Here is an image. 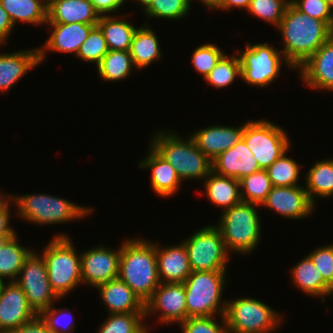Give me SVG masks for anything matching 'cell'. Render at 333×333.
<instances>
[{
	"instance_id": "836d02e7",
	"label": "cell",
	"mask_w": 333,
	"mask_h": 333,
	"mask_svg": "<svg viewBox=\"0 0 333 333\" xmlns=\"http://www.w3.org/2000/svg\"><path fill=\"white\" fill-rule=\"evenodd\" d=\"M239 181L241 200L259 206L265 201L273 187L266 169H260Z\"/></svg>"
},
{
	"instance_id": "ac0fdd59",
	"label": "cell",
	"mask_w": 333,
	"mask_h": 333,
	"mask_svg": "<svg viewBox=\"0 0 333 333\" xmlns=\"http://www.w3.org/2000/svg\"><path fill=\"white\" fill-rule=\"evenodd\" d=\"M50 25L51 34L47 38L43 47H38L39 61L43 63L46 58V52H60V53H73L75 56L81 44L87 39L90 31L97 26V24H60V23H46Z\"/></svg>"
},
{
	"instance_id": "bcb514c9",
	"label": "cell",
	"mask_w": 333,
	"mask_h": 333,
	"mask_svg": "<svg viewBox=\"0 0 333 333\" xmlns=\"http://www.w3.org/2000/svg\"><path fill=\"white\" fill-rule=\"evenodd\" d=\"M94 6L95 10L102 15H110V13L118 12L120 7L126 3L127 0H89Z\"/></svg>"
},
{
	"instance_id": "8d00e7d4",
	"label": "cell",
	"mask_w": 333,
	"mask_h": 333,
	"mask_svg": "<svg viewBox=\"0 0 333 333\" xmlns=\"http://www.w3.org/2000/svg\"><path fill=\"white\" fill-rule=\"evenodd\" d=\"M284 152L276 161H274L267 169L268 176L272 186H297L301 165L286 156Z\"/></svg>"
},
{
	"instance_id": "7bdbcfd3",
	"label": "cell",
	"mask_w": 333,
	"mask_h": 333,
	"mask_svg": "<svg viewBox=\"0 0 333 333\" xmlns=\"http://www.w3.org/2000/svg\"><path fill=\"white\" fill-rule=\"evenodd\" d=\"M221 322L216 321L215 316L191 317L182 321L179 325L183 333H229L225 317Z\"/></svg>"
},
{
	"instance_id": "f907efd6",
	"label": "cell",
	"mask_w": 333,
	"mask_h": 333,
	"mask_svg": "<svg viewBox=\"0 0 333 333\" xmlns=\"http://www.w3.org/2000/svg\"><path fill=\"white\" fill-rule=\"evenodd\" d=\"M251 0H217L212 10L229 11L230 8H244L248 9Z\"/></svg>"
},
{
	"instance_id": "44dd1931",
	"label": "cell",
	"mask_w": 333,
	"mask_h": 333,
	"mask_svg": "<svg viewBox=\"0 0 333 333\" xmlns=\"http://www.w3.org/2000/svg\"><path fill=\"white\" fill-rule=\"evenodd\" d=\"M156 256L161 283H183L192 273L188 251L183 241L162 248L157 243Z\"/></svg>"
},
{
	"instance_id": "db71d44e",
	"label": "cell",
	"mask_w": 333,
	"mask_h": 333,
	"mask_svg": "<svg viewBox=\"0 0 333 333\" xmlns=\"http://www.w3.org/2000/svg\"><path fill=\"white\" fill-rule=\"evenodd\" d=\"M190 4L193 2V0H187ZM200 1L202 4H204L205 7H207L209 10L214 7L216 4L217 0H197Z\"/></svg>"
},
{
	"instance_id": "f546056e",
	"label": "cell",
	"mask_w": 333,
	"mask_h": 333,
	"mask_svg": "<svg viewBox=\"0 0 333 333\" xmlns=\"http://www.w3.org/2000/svg\"><path fill=\"white\" fill-rule=\"evenodd\" d=\"M305 190L310 201L315 205L316 198L333 197V159L316 161L304 176Z\"/></svg>"
},
{
	"instance_id": "e0dca14e",
	"label": "cell",
	"mask_w": 333,
	"mask_h": 333,
	"mask_svg": "<svg viewBox=\"0 0 333 333\" xmlns=\"http://www.w3.org/2000/svg\"><path fill=\"white\" fill-rule=\"evenodd\" d=\"M297 71L309 88L333 91V36L300 65Z\"/></svg>"
},
{
	"instance_id": "ffe728a7",
	"label": "cell",
	"mask_w": 333,
	"mask_h": 333,
	"mask_svg": "<svg viewBox=\"0 0 333 333\" xmlns=\"http://www.w3.org/2000/svg\"><path fill=\"white\" fill-rule=\"evenodd\" d=\"M260 169L256 158L243 139L212 160V170L215 173L237 180Z\"/></svg>"
},
{
	"instance_id": "f6af8a7d",
	"label": "cell",
	"mask_w": 333,
	"mask_h": 333,
	"mask_svg": "<svg viewBox=\"0 0 333 333\" xmlns=\"http://www.w3.org/2000/svg\"><path fill=\"white\" fill-rule=\"evenodd\" d=\"M308 257L320 271L323 280L333 289V243L314 249Z\"/></svg>"
},
{
	"instance_id": "4dcf8cb0",
	"label": "cell",
	"mask_w": 333,
	"mask_h": 333,
	"mask_svg": "<svg viewBox=\"0 0 333 333\" xmlns=\"http://www.w3.org/2000/svg\"><path fill=\"white\" fill-rule=\"evenodd\" d=\"M0 4L14 26L17 22L37 26L47 23V9L42 0H0Z\"/></svg>"
},
{
	"instance_id": "d6986e66",
	"label": "cell",
	"mask_w": 333,
	"mask_h": 333,
	"mask_svg": "<svg viewBox=\"0 0 333 333\" xmlns=\"http://www.w3.org/2000/svg\"><path fill=\"white\" fill-rule=\"evenodd\" d=\"M244 124L233 126L210 125L190 134L197 147L212 161L219 154L230 149L243 137Z\"/></svg>"
},
{
	"instance_id": "d6a6232c",
	"label": "cell",
	"mask_w": 333,
	"mask_h": 333,
	"mask_svg": "<svg viewBox=\"0 0 333 333\" xmlns=\"http://www.w3.org/2000/svg\"><path fill=\"white\" fill-rule=\"evenodd\" d=\"M101 80L107 82L127 79L136 69L130 51L109 50L96 66Z\"/></svg>"
},
{
	"instance_id": "9c48e42d",
	"label": "cell",
	"mask_w": 333,
	"mask_h": 333,
	"mask_svg": "<svg viewBox=\"0 0 333 333\" xmlns=\"http://www.w3.org/2000/svg\"><path fill=\"white\" fill-rule=\"evenodd\" d=\"M241 62V78L256 87H266L280 76L284 62L288 68H294L285 59L283 53L269 43H247L245 50H236Z\"/></svg>"
},
{
	"instance_id": "d590c367",
	"label": "cell",
	"mask_w": 333,
	"mask_h": 333,
	"mask_svg": "<svg viewBox=\"0 0 333 333\" xmlns=\"http://www.w3.org/2000/svg\"><path fill=\"white\" fill-rule=\"evenodd\" d=\"M239 77L241 78V62L235 52L231 56L224 54L204 80L210 86L220 89L231 85Z\"/></svg>"
},
{
	"instance_id": "7a4b0ae2",
	"label": "cell",
	"mask_w": 333,
	"mask_h": 333,
	"mask_svg": "<svg viewBox=\"0 0 333 333\" xmlns=\"http://www.w3.org/2000/svg\"><path fill=\"white\" fill-rule=\"evenodd\" d=\"M118 278L146 303L160 285L156 243L126 238L121 244Z\"/></svg>"
},
{
	"instance_id": "74e56055",
	"label": "cell",
	"mask_w": 333,
	"mask_h": 333,
	"mask_svg": "<svg viewBox=\"0 0 333 333\" xmlns=\"http://www.w3.org/2000/svg\"><path fill=\"white\" fill-rule=\"evenodd\" d=\"M289 3L290 0H251L246 11L277 28Z\"/></svg>"
},
{
	"instance_id": "83f0119b",
	"label": "cell",
	"mask_w": 333,
	"mask_h": 333,
	"mask_svg": "<svg viewBox=\"0 0 333 333\" xmlns=\"http://www.w3.org/2000/svg\"><path fill=\"white\" fill-rule=\"evenodd\" d=\"M147 23L143 24V27H138L132 38L130 54L136 70L148 67L162 58L160 41L156 32Z\"/></svg>"
},
{
	"instance_id": "1f68e13d",
	"label": "cell",
	"mask_w": 333,
	"mask_h": 333,
	"mask_svg": "<svg viewBox=\"0 0 333 333\" xmlns=\"http://www.w3.org/2000/svg\"><path fill=\"white\" fill-rule=\"evenodd\" d=\"M18 234L12 237L0 249V280L15 281L21 271L25 260L34 251L18 243Z\"/></svg>"
},
{
	"instance_id": "4316f807",
	"label": "cell",
	"mask_w": 333,
	"mask_h": 333,
	"mask_svg": "<svg viewBox=\"0 0 333 333\" xmlns=\"http://www.w3.org/2000/svg\"><path fill=\"white\" fill-rule=\"evenodd\" d=\"M203 182L206 190L205 196L213 205L222 207L223 211L242 201L240 181L235 178L217 174L212 170Z\"/></svg>"
},
{
	"instance_id": "cb8c5ba5",
	"label": "cell",
	"mask_w": 333,
	"mask_h": 333,
	"mask_svg": "<svg viewBox=\"0 0 333 333\" xmlns=\"http://www.w3.org/2000/svg\"><path fill=\"white\" fill-rule=\"evenodd\" d=\"M38 65V48L0 54V92L10 90L27 72Z\"/></svg>"
},
{
	"instance_id": "7c38bea8",
	"label": "cell",
	"mask_w": 333,
	"mask_h": 333,
	"mask_svg": "<svg viewBox=\"0 0 333 333\" xmlns=\"http://www.w3.org/2000/svg\"><path fill=\"white\" fill-rule=\"evenodd\" d=\"M15 282L24 291L31 309L38 316L55 301L61 300L50 286L44 258L35 250L25 260Z\"/></svg>"
},
{
	"instance_id": "e575fe53",
	"label": "cell",
	"mask_w": 333,
	"mask_h": 333,
	"mask_svg": "<svg viewBox=\"0 0 333 333\" xmlns=\"http://www.w3.org/2000/svg\"><path fill=\"white\" fill-rule=\"evenodd\" d=\"M145 313L109 314L97 333H149Z\"/></svg>"
},
{
	"instance_id": "b9f144b4",
	"label": "cell",
	"mask_w": 333,
	"mask_h": 333,
	"mask_svg": "<svg viewBox=\"0 0 333 333\" xmlns=\"http://www.w3.org/2000/svg\"><path fill=\"white\" fill-rule=\"evenodd\" d=\"M72 313L67 307L55 309L54 304H52L39 317L54 333H73L76 324L73 321L74 316Z\"/></svg>"
},
{
	"instance_id": "5b68a950",
	"label": "cell",
	"mask_w": 333,
	"mask_h": 333,
	"mask_svg": "<svg viewBox=\"0 0 333 333\" xmlns=\"http://www.w3.org/2000/svg\"><path fill=\"white\" fill-rule=\"evenodd\" d=\"M13 199L16 205L15 215L38 225H58L79 220L90 215L95 209L44 193L13 194Z\"/></svg>"
},
{
	"instance_id": "8fae6325",
	"label": "cell",
	"mask_w": 333,
	"mask_h": 333,
	"mask_svg": "<svg viewBox=\"0 0 333 333\" xmlns=\"http://www.w3.org/2000/svg\"><path fill=\"white\" fill-rule=\"evenodd\" d=\"M183 242L188 251L192 272L226 271L230 254L216 225L201 228Z\"/></svg>"
},
{
	"instance_id": "9a60e30c",
	"label": "cell",
	"mask_w": 333,
	"mask_h": 333,
	"mask_svg": "<svg viewBox=\"0 0 333 333\" xmlns=\"http://www.w3.org/2000/svg\"><path fill=\"white\" fill-rule=\"evenodd\" d=\"M36 317L21 287L15 281H4L0 287V333H11Z\"/></svg>"
},
{
	"instance_id": "f5cc1de1",
	"label": "cell",
	"mask_w": 333,
	"mask_h": 333,
	"mask_svg": "<svg viewBox=\"0 0 333 333\" xmlns=\"http://www.w3.org/2000/svg\"><path fill=\"white\" fill-rule=\"evenodd\" d=\"M16 234H0V249Z\"/></svg>"
},
{
	"instance_id": "ab89813d",
	"label": "cell",
	"mask_w": 333,
	"mask_h": 333,
	"mask_svg": "<svg viewBox=\"0 0 333 333\" xmlns=\"http://www.w3.org/2000/svg\"><path fill=\"white\" fill-rule=\"evenodd\" d=\"M191 6L187 0H154L144 13L151 18L178 20L189 14Z\"/></svg>"
},
{
	"instance_id": "11a10c76",
	"label": "cell",
	"mask_w": 333,
	"mask_h": 333,
	"mask_svg": "<svg viewBox=\"0 0 333 333\" xmlns=\"http://www.w3.org/2000/svg\"><path fill=\"white\" fill-rule=\"evenodd\" d=\"M134 1V0H133ZM136 2H138L139 5H141L140 7L143 8V11L145 12L150 6L151 4L154 2V0H135Z\"/></svg>"
},
{
	"instance_id": "c3c4849f",
	"label": "cell",
	"mask_w": 333,
	"mask_h": 333,
	"mask_svg": "<svg viewBox=\"0 0 333 333\" xmlns=\"http://www.w3.org/2000/svg\"><path fill=\"white\" fill-rule=\"evenodd\" d=\"M10 205H15L14 199H12L6 206L0 207V234H17L14 227L10 226V218L12 214V211H10Z\"/></svg>"
},
{
	"instance_id": "603a6c76",
	"label": "cell",
	"mask_w": 333,
	"mask_h": 333,
	"mask_svg": "<svg viewBox=\"0 0 333 333\" xmlns=\"http://www.w3.org/2000/svg\"><path fill=\"white\" fill-rule=\"evenodd\" d=\"M140 168L151 170V187L160 197H170L179 192L182 181L175 168L151 146L147 156L139 163Z\"/></svg>"
},
{
	"instance_id": "2e32d148",
	"label": "cell",
	"mask_w": 333,
	"mask_h": 333,
	"mask_svg": "<svg viewBox=\"0 0 333 333\" xmlns=\"http://www.w3.org/2000/svg\"><path fill=\"white\" fill-rule=\"evenodd\" d=\"M261 206L293 220L305 219L315 209L303 185L273 186Z\"/></svg>"
},
{
	"instance_id": "6da1fadb",
	"label": "cell",
	"mask_w": 333,
	"mask_h": 333,
	"mask_svg": "<svg viewBox=\"0 0 333 333\" xmlns=\"http://www.w3.org/2000/svg\"><path fill=\"white\" fill-rule=\"evenodd\" d=\"M277 28L284 44L280 51L295 70L333 36L326 22L308 16L291 2Z\"/></svg>"
},
{
	"instance_id": "52a82bcc",
	"label": "cell",
	"mask_w": 333,
	"mask_h": 333,
	"mask_svg": "<svg viewBox=\"0 0 333 333\" xmlns=\"http://www.w3.org/2000/svg\"><path fill=\"white\" fill-rule=\"evenodd\" d=\"M226 272L193 271L188 276L183 282L187 318L224 315L227 301L221 298L225 282H228Z\"/></svg>"
},
{
	"instance_id": "d4e9b609",
	"label": "cell",
	"mask_w": 333,
	"mask_h": 333,
	"mask_svg": "<svg viewBox=\"0 0 333 333\" xmlns=\"http://www.w3.org/2000/svg\"><path fill=\"white\" fill-rule=\"evenodd\" d=\"M99 13L89 0H61L47 10V23L98 24Z\"/></svg>"
},
{
	"instance_id": "30bf717a",
	"label": "cell",
	"mask_w": 333,
	"mask_h": 333,
	"mask_svg": "<svg viewBox=\"0 0 333 333\" xmlns=\"http://www.w3.org/2000/svg\"><path fill=\"white\" fill-rule=\"evenodd\" d=\"M242 139L253 153L261 169H267L284 152H289L291 146L285 130L264 119L244 123Z\"/></svg>"
},
{
	"instance_id": "7402d4cb",
	"label": "cell",
	"mask_w": 333,
	"mask_h": 333,
	"mask_svg": "<svg viewBox=\"0 0 333 333\" xmlns=\"http://www.w3.org/2000/svg\"><path fill=\"white\" fill-rule=\"evenodd\" d=\"M96 289L108 314L145 313V303L120 278L109 280Z\"/></svg>"
},
{
	"instance_id": "484cf974",
	"label": "cell",
	"mask_w": 333,
	"mask_h": 333,
	"mask_svg": "<svg viewBox=\"0 0 333 333\" xmlns=\"http://www.w3.org/2000/svg\"><path fill=\"white\" fill-rule=\"evenodd\" d=\"M290 272L293 284L308 296L320 297L325 302L326 297L333 295V289L323 280L320 271L308 256L293 266Z\"/></svg>"
},
{
	"instance_id": "5bb4252c",
	"label": "cell",
	"mask_w": 333,
	"mask_h": 333,
	"mask_svg": "<svg viewBox=\"0 0 333 333\" xmlns=\"http://www.w3.org/2000/svg\"><path fill=\"white\" fill-rule=\"evenodd\" d=\"M121 246L116 249L98 245L81 253L82 283L93 288L118 278Z\"/></svg>"
},
{
	"instance_id": "9f6ffc18",
	"label": "cell",
	"mask_w": 333,
	"mask_h": 333,
	"mask_svg": "<svg viewBox=\"0 0 333 333\" xmlns=\"http://www.w3.org/2000/svg\"><path fill=\"white\" fill-rule=\"evenodd\" d=\"M45 8L48 10L53 4L61 0H42Z\"/></svg>"
},
{
	"instance_id": "681fc988",
	"label": "cell",
	"mask_w": 333,
	"mask_h": 333,
	"mask_svg": "<svg viewBox=\"0 0 333 333\" xmlns=\"http://www.w3.org/2000/svg\"><path fill=\"white\" fill-rule=\"evenodd\" d=\"M14 25L12 24L7 12L0 4V46L7 43L9 36L13 31Z\"/></svg>"
},
{
	"instance_id": "ba28073f",
	"label": "cell",
	"mask_w": 333,
	"mask_h": 333,
	"mask_svg": "<svg viewBox=\"0 0 333 333\" xmlns=\"http://www.w3.org/2000/svg\"><path fill=\"white\" fill-rule=\"evenodd\" d=\"M281 313L255 298L240 297L226 302L224 317L229 333H271L284 321Z\"/></svg>"
},
{
	"instance_id": "277c9868",
	"label": "cell",
	"mask_w": 333,
	"mask_h": 333,
	"mask_svg": "<svg viewBox=\"0 0 333 333\" xmlns=\"http://www.w3.org/2000/svg\"><path fill=\"white\" fill-rule=\"evenodd\" d=\"M40 255L45 260L50 286L59 298L82 284L81 253L76 252L68 235L53 236Z\"/></svg>"
},
{
	"instance_id": "6f0895ef",
	"label": "cell",
	"mask_w": 333,
	"mask_h": 333,
	"mask_svg": "<svg viewBox=\"0 0 333 333\" xmlns=\"http://www.w3.org/2000/svg\"><path fill=\"white\" fill-rule=\"evenodd\" d=\"M329 4V6L333 9V0H326Z\"/></svg>"
},
{
	"instance_id": "4fadbf2b",
	"label": "cell",
	"mask_w": 333,
	"mask_h": 333,
	"mask_svg": "<svg viewBox=\"0 0 333 333\" xmlns=\"http://www.w3.org/2000/svg\"><path fill=\"white\" fill-rule=\"evenodd\" d=\"M159 313L161 324L178 325L187 319L185 286L183 283H160L145 303V317Z\"/></svg>"
},
{
	"instance_id": "60d3db41",
	"label": "cell",
	"mask_w": 333,
	"mask_h": 333,
	"mask_svg": "<svg viewBox=\"0 0 333 333\" xmlns=\"http://www.w3.org/2000/svg\"><path fill=\"white\" fill-rule=\"evenodd\" d=\"M224 54L225 52L214 43H205L194 50L191 63L195 71L205 79Z\"/></svg>"
},
{
	"instance_id": "f35d334b",
	"label": "cell",
	"mask_w": 333,
	"mask_h": 333,
	"mask_svg": "<svg viewBox=\"0 0 333 333\" xmlns=\"http://www.w3.org/2000/svg\"><path fill=\"white\" fill-rule=\"evenodd\" d=\"M108 51L102 31L98 26H95L90 31L87 39L81 44L76 58L78 57L81 61L95 63L97 66Z\"/></svg>"
},
{
	"instance_id": "f1b7e54d",
	"label": "cell",
	"mask_w": 333,
	"mask_h": 333,
	"mask_svg": "<svg viewBox=\"0 0 333 333\" xmlns=\"http://www.w3.org/2000/svg\"><path fill=\"white\" fill-rule=\"evenodd\" d=\"M97 26L102 31L109 50L130 51L137 27L126 21L124 16L102 15Z\"/></svg>"
},
{
	"instance_id": "816d5d0a",
	"label": "cell",
	"mask_w": 333,
	"mask_h": 333,
	"mask_svg": "<svg viewBox=\"0 0 333 333\" xmlns=\"http://www.w3.org/2000/svg\"><path fill=\"white\" fill-rule=\"evenodd\" d=\"M0 193V207H4L6 206L12 199H13V195L10 194H5L3 195Z\"/></svg>"
},
{
	"instance_id": "3957f363",
	"label": "cell",
	"mask_w": 333,
	"mask_h": 333,
	"mask_svg": "<svg viewBox=\"0 0 333 333\" xmlns=\"http://www.w3.org/2000/svg\"><path fill=\"white\" fill-rule=\"evenodd\" d=\"M177 132L155 131L150 146L176 170L181 181L203 179L212 171V161L197 147L189 135L186 139Z\"/></svg>"
},
{
	"instance_id": "8992f818",
	"label": "cell",
	"mask_w": 333,
	"mask_h": 333,
	"mask_svg": "<svg viewBox=\"0 0 333 333\" xmlns=\"http://www.w3.org/2000/svg\"><path fill=\"white\" fill-rule=\"evenodd\" d=\"M259 205L243 202L222 211L216 226L222 233L227 251L231 254H250L261 240Z\"/></svg>"
},
{
	"instance_id": "7dc6e473",
	"label": "cell",
	"mask_w": 333,
	"mask_h": 333,
	"mask_svg": "<svg viewBox=\"0 0 333 333\" xmlns=\"http://www.w3.org/2000/svg\"><path fill=\"white\" fill-rule=\"evenodd\" d=\"M11 333H54V332H52L38 316L33 321L25 325H22L18 329L13 330Z\"/></svg>"
},
{
	"instance_id": "ee69618b",
	"label": "cell",
	"mask_w": 333,
	"mask_h": 333,
	"mask_svg": "<svg viewBox=\"0 0 333 333\" xmlns=\"http://www.w3.org/2000/svg\"><path fill=\"white\" fill-rule=\"evenodd\" d=\"M301 12L326 22L333 29V9L326 0H290Z\"/></svg>"
}]
</instances>
